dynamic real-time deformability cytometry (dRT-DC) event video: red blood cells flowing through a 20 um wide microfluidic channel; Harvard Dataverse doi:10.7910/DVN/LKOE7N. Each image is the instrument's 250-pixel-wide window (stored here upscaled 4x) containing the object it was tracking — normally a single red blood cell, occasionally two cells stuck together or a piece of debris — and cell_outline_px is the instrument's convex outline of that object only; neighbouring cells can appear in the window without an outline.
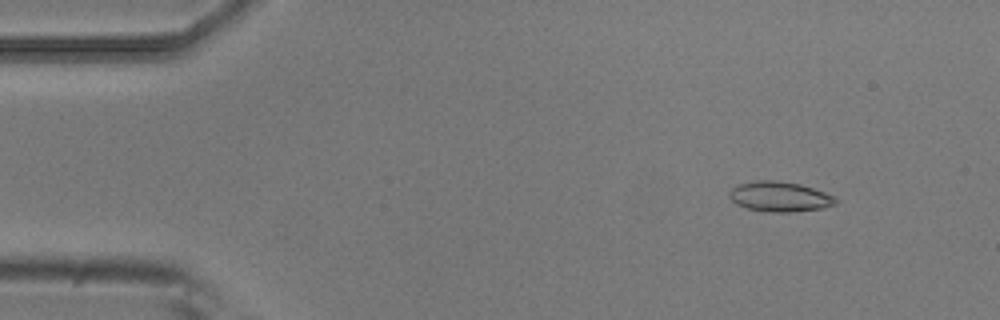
{"species": "common noctule bat (a hibernating species)", "species_latin": "Nyctalus noctula", "temperature_condition": "room temperature", "stored_images_in_passage": 2, "camera_frame_rate_fps": 3000, "um_per_image_px": 0.085, "animal": {"sex": "male", "body_mass_g": 20.5, "forearm_length_mm": 52.5}, "frame": {"image": 1, "passage_image": 2, "time_ms": 0.333, "image_size_px": [1000, 320], "cell_outline_px": [[836, 204], [824, 208], [792, 212], [768, 212], [748, 208], [736, 204], [728, 196], [728, 192], [732, 188], [740, 184], [756, 180], [776, 180], [800, 184], [836, 196]], "centroid_in_image_um": [66.28, 16.71], "position_along_channel_um": 18.7, "area_um2": 18.67}}